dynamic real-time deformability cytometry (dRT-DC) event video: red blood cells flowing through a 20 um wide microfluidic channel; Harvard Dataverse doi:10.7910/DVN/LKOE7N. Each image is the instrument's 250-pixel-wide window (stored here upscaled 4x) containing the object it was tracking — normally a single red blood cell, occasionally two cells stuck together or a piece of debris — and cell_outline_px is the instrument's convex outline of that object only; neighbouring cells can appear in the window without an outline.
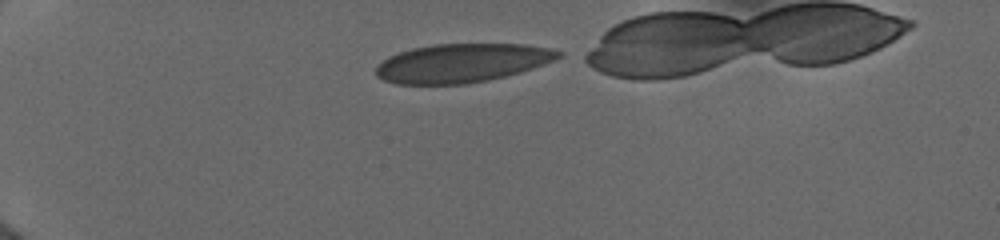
{"species": "human", "species_latin": "Homo sapiens", "temperature_condition": "cold", "stored_images_in_passage": 56, "camera_frame_rate_fps": 3000, "um_per_image_px": 0.085, "donor": {"sex": "female"}, "frame": {"image": 1, "passage_image": 1, "time_ms": 0.0, "image_size_px": [1000, 240], "cell_outline_px": [[564, 52], [556, 60], [520, 72], [488, 80], [468, 84], [396, 84], [384, 80], [376, 76], [376, 64], [388, 56], [412, 48], [432, 44], [524, 44], [552, 48]], "centroid_in_image_um": [39.26, 5.35], "position_along_channel_um": 45.7, "area_um2": 41.38}}
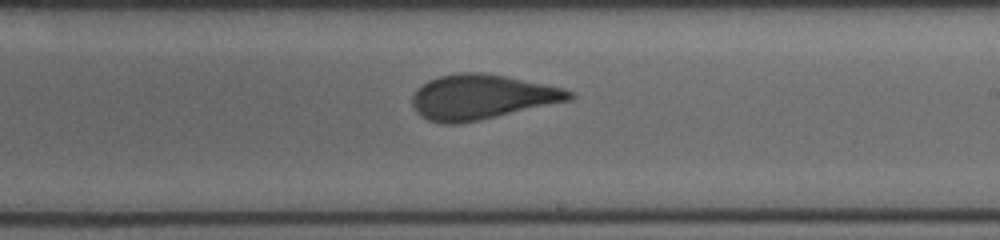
{"frame": {"image": 2, "passage_image": 31, "time_ms": 6.333, "image_size_px": [1000, 240], "cell_outline_px": [[576, 96], [572, 100], [480, 120], [460, 124], [444, 124], [428, 120], [420, 116], [416, 112], [412, 104], [412, 96], [416, 88], [428, 80], [440, 76], [460, 72], [480, 72], [504, 76], [564, 88], [572, 92]], "centroid_in_image_um": [40.92, 8.25], "position_along_channel_um": 248.1, "area_um2": 41.15}}
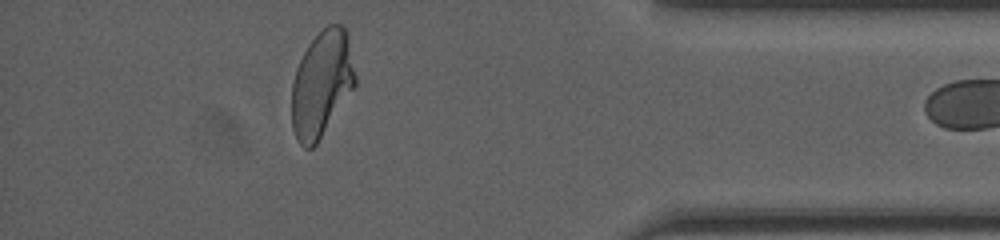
{"frame": {"image": 3, "passage_image": 55, "time_ms": 11.0, "image_size_px": [1000, 240], "cell_outline_px": [[356, 84], [316, 144], [312, 148], [304, 148], [296, 140], [292, 128], [292, 84], [296, 68], [308, 44], [328, 24], [340, 24], [344, 28], [356, 76]], "centroid_in_image_um": [27.31, 7.16], "position_along_channel_um": 407.9, "area_um2": 38.61}}